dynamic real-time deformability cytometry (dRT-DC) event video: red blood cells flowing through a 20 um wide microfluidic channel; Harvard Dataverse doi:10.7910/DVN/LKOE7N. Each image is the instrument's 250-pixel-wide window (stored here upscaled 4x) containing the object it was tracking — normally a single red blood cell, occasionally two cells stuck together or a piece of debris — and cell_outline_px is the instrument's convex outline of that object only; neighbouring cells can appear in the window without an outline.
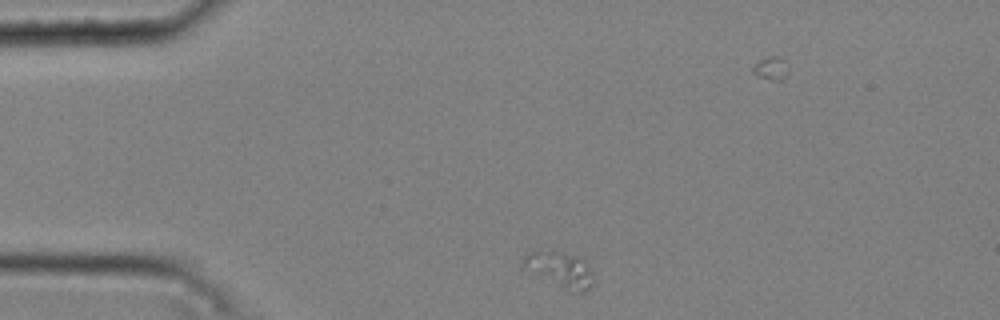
{"species": "common noctule bat (a hibernating species)", "species_latin": "Nyctalus noctula", "temperature_condition": "cold", "stored_images_in_passage": 47, "camera_frame_rate_fps": 3000, "um_per_image_px": 0.085, "animal": {"sex": "male", "body_mass_g": 20.4}, "frame": {"image": 1, "passage_image": 5, "time_ms": 1.333, "image_size_px": [1000, 320], "cell_outline_px": [[592, 280], [588, 288], [584, 292], [568, 292], [524, 264], [524, 256], [528, 252], [556, 252], [580, 256], [588, 264], [592, 272]], "centroid_in_image_um": [47.72, 22.92], "position_along_channel_um": 37.3, "area_um2": 13.58}}
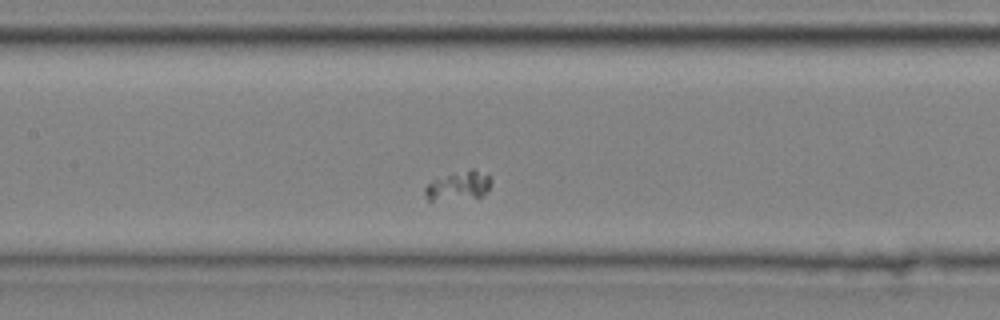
{"frame": {"image": 2, "passage_image": 19, "time_ms": 6.0, "image_size_px": [1000, 320], "cell_outline_px": [[492, 184], [480, 196], [432, 200], [428, 200], [424, 192], [424, 188], [428, 184], [436, 180], [472, 168], [488, 176], [492, 180]], "centroid_in_image_um": [38.99, 15.79], "position_along_channel_um": 168.4, "area_um2": 10.4}}
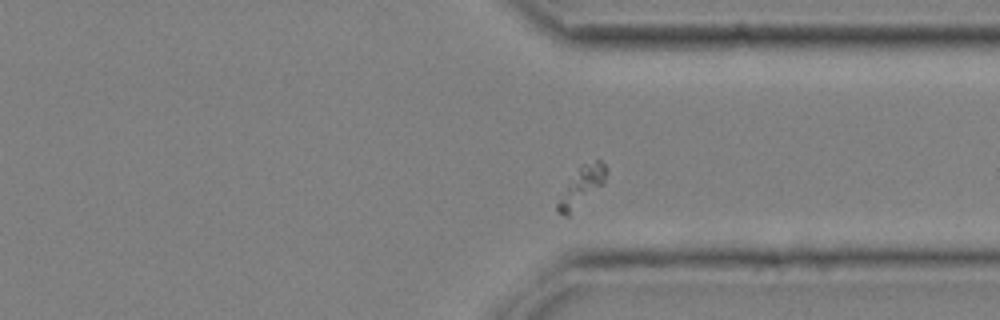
{"frame": {"image": 3, "passage_image": 35, "time_ms": 11.333, "image_size_px": [1000, 320], "cell_outline_px": [[608, 172], [604, 184], [568, 216], [564, 216], [556, 212], [556, 204], [568, 184], [580, 168], [584, 164], [596, 160], [600, 160], [608, 168]], "centroid_in_image_um": [49.48, 15.88], "position_along_channel_um": 361.9, "area_um2": 10.75}}